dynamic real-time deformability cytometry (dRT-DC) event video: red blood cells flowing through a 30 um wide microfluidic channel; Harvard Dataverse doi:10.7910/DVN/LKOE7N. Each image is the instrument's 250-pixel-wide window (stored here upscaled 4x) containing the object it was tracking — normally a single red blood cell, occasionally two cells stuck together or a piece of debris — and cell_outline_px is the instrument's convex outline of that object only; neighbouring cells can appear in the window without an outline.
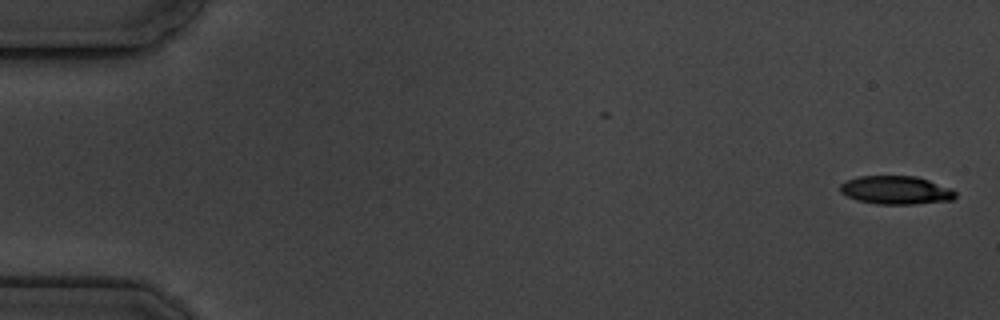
{"species": "common noctule bat (a hibernating species)", "species_latin": "Nyctalus noctula", "temperature_condition": "cold", "stored_images_in_passage": 2, "camera_frame_rate_fps": 3000, "um_per_image_px": 0.085, "animal": {"sex": "male", "body_mass_g": 19.5, "forearm_length_mm": 54.6}, "frame": {"image": 1, "passage_image": 2, "time_ms": 1.333, "image_size_px": [1000, 320], "cell_outline_px": [[956, 196], [952, 200], [916, 204], [876, 204], [856, 200], [840, 192], [840, 184], [848, 180], [860, 176], [916, 176], [952, 188], [956, 192]], "centroid_in_image_um": [76.17, 16.16], "position_along_channel_um": 8.8, "area_um2": 19.07}}